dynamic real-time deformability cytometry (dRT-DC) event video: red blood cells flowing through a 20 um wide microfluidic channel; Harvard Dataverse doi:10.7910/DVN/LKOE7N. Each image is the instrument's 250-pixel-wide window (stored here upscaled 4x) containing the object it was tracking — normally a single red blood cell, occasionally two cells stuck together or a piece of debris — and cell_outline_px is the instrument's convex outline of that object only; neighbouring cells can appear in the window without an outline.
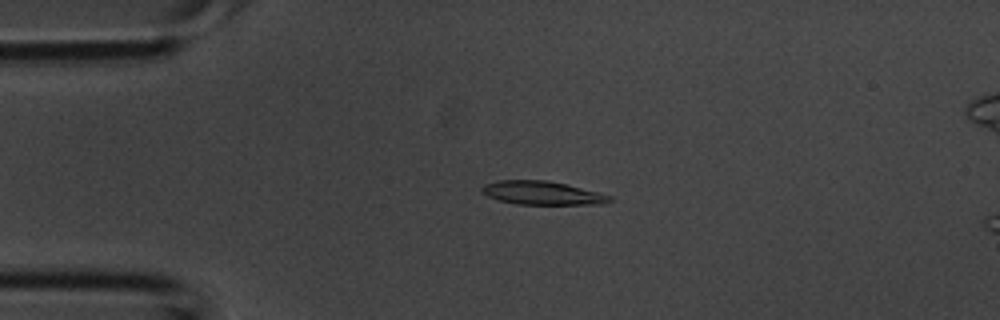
{"species": "common noctule bat (a hibernating species)", "species_latin": "Nyctalus noctula", "temperature_condition": "room temperature", "stored_images_in_passage": 38, "camera_frame_rate_fps": 3000, "um_per_image_px": 0.085, "animal": {"sex": "male", "body_mass_g": 20.1, "forearm_length_mm": 53.5}, "frame": {"image": 1, "passage_image": 9, "time_ms": 2.667, "image_size_px": [1000, 320], "cell_outline_px": [[612, 200], [604, 204], [516, 204], [500, 200], [488, 196], [480, 192], [480, 188], [484, 184], [500, 180], [548, 180], [568, 184], [600, 192], [612, 196]], "centroid_in_image_um": [46.11, 16.39], "position_along_channel_um": 38.9, "area_um2": 17.69}}
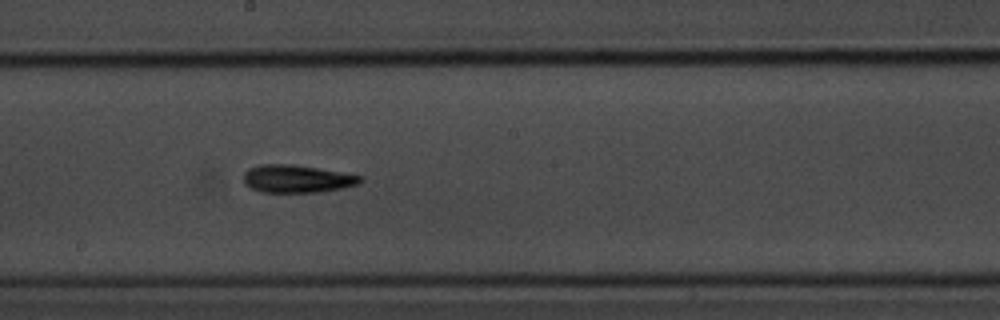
{"frame": {"image": 2, "passage_image": 21, "time_ms": 6.667, "image_size_px": [1000, 320], "cell_outline_px": [[364, 180], [356, 184], [340, 188], [316, 192], [260, 192], [248, 188], [244, 184], [244, 172], [248, 168], [260, 164], [292, 164], [364, 176]], "centroid_in_image_um": [25.17, 15.19], "position_along_channel_um": 223.0, "area_um2": 18.84}}
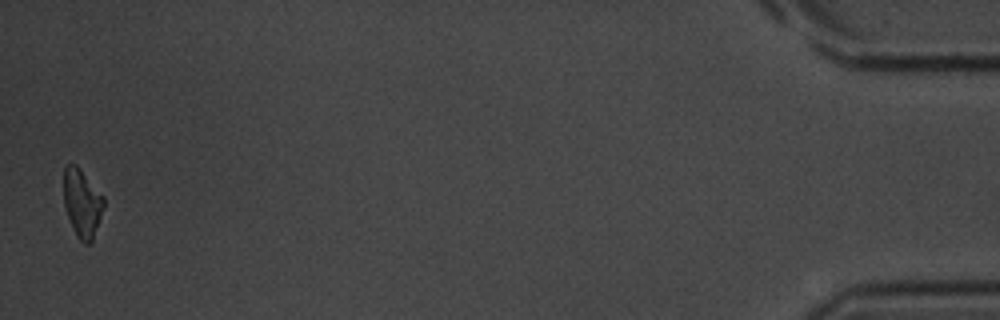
{"frame": {"image": 3, "passage_image": 38, "time_ms": 12.333, "image_size_px": [1000, 320], "cell_outline_px": [[104, 208], [92, 240], [88, 244], [84, 244], [76, 236], [72, 228], [64, 204], [64, 168], [68, 164], [76, 164], [80, 168], [104, 196]], "centroid_in_image_um": [6.98, 17.25], "position_along_channel_um": 428.2, "area_um2": 15.9}}